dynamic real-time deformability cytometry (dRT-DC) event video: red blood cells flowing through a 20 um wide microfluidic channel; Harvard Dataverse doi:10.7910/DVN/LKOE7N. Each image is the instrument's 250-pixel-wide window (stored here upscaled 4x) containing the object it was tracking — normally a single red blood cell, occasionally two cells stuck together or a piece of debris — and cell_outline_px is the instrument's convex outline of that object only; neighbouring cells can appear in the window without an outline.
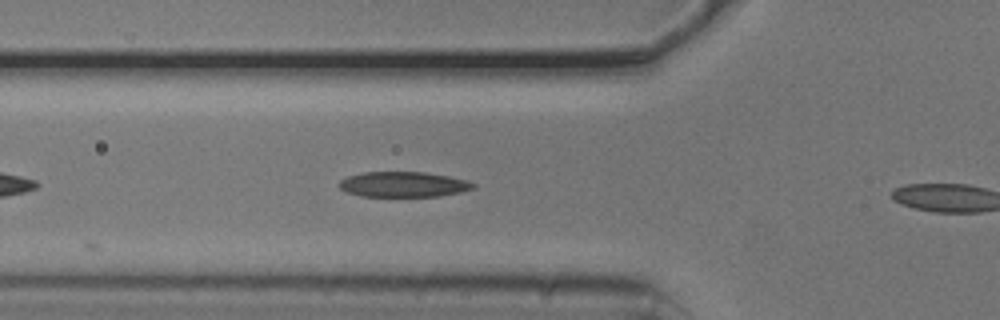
{"species": "common noctule bat (a hibernating species)", "species_latin": "Nyctalus noctula", "temperature_condition": "cold", "stored_images_in_passage": 5, "segment_of_instrument_passage": [1, 2], "camera_frame_rate_fps": 3000, "um_per_image_px": 0.085, "animal": {"sex": "male", "body_mass_g": 20.5, "forearm_length_mm": 52.5}, "frame": {"image": 1, "passage_image": 4, "time_ms": 1.0, "image_size_px": [1000, 320], "cell_outline_px": [[476, 188], [460, 192], [440, 196], [360, 196], [348, 192], [340, 188], [336, 184], [340, 180], [348, 176], [364, 172], [424, 172], [448, 176], [468, 180], [476, 184]], "centroid_in_image_um": [34.3, 15.67], "position_along_channel_um": 91.5, "area_um2": 19.83}}